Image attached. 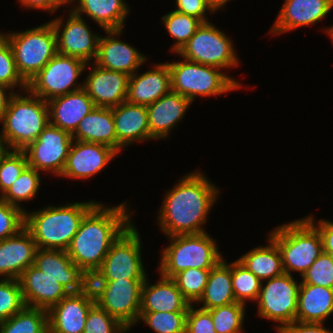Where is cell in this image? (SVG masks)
<instances>
[{
	"label": "cell",
	"instance_id": "obj_49",
	"mask_svg": "<svg viewBox=\"0 0 333 333\" xmlns=\"http://www.w3.org/2000/svg\"><path fill=\"white\" fill-rule=\"evenodd\" d=\"M319 231L322 244L323 252L330 254L333 257V222L327 220H320L318 224H315L314 218L311 216L306 217ZM317 225V226H316Z\"/></svg>",
	"mask_w": 333,
	"mask_h": 333
},
{
	"label": "cell",
	"instance_id": "obj_25",
	"mask_svg": "<svg viewBox=\"0 0 333 333\" xmlns=\"http://www.w3.org/2000/svg\"><path fill=\"white\" fill-rule=\"evenodd\" d=\"M171 91V73L168 63L154 64L143 74L135 72L129 78L126 101L148 106Z\"/></svg>",
	"mask_w": 333,
	"mask_h": 333
},
{
	"label": "cell",
	"instance_id": "obj_15",
	"mask_svg": "<svg viewBox=\"0 0 333 333\" xmlns=\"http://www.w3.org/2000/svg\"><path fill=\"white\" fill-rule=\"evenodd\" d=\"M64 25L62 17L51 22L57 39V54L75 57L88 64L96 59L100 35L89 30L83 15L79 16L72 10ZM64 25V29L62 30ZM61 32V33H60Z\"/></svg>",
	"mask_w": 333,
	"mask_h": 333
},
{
	"label": "cell",
	"instance_id": "obj_51",
	"mask_svg": "<svg viewBox=\"0 0 333 333\" xmlns=\"http://www.w3.org/2000/svg\"><path fill=\"white\" fill-rule=\"evenodd\" d=\"M19 2L27 9H42L49 13H53L67 3L70 4V0H19Z\"/></svg>",
	"mask_w": 333,
	"mask_h": 333
},
{
	"label": "cell",
	"instance_id": "obj_36",
	"mask_svg": "<svg viewBox=\"0 0 333 333\" xmlns=\"http://www.w3.org/2000/svg\"><path fill=\"white\" fill-rule=\"evenodd\" d=\"M162 22L171 37L177 40L171 48V51L175 53L189 41L195 34L197 28L202 24L199 19L179 13L175 10L164 15Z\"/></svg>",
	"mask_w": 333,
	"mask_h": 333
},
{
	"label": "cell",
	"instance_id": "obj_41",
	"mask_svg": "<svg viewBox=\"0 0 333 333\" xmlns=\"http://www.w3.org/2000/svg\"><path fill=\"white\" fill-rule=\"evenodd\" d=\"M28 166L24 151L3 149L0 152V192L3 195Z\"/></svg>",
	"mask_w": 333,
	"mask_h": 333
},
{
	"label": "cell",
	"instance_id": "obj_53",
	"mask_svg": "<svg viewBox=\"0 0 333 333\" xmlns=\"http://www.w3.org/2000/svg\"><path fill=\"white\" fill-rule=\"evenodd\" d=\"M210 8L215 12L218 9H221V7L225 6L226 3L230 0H204Z\"/></svg>",
	"mask_w": 333,
	"mask_h": 333
},
{
	"label": "cell",
	"instance_id": "obj_22",
	"mask_svg": "<svg viewBox=\"0 0 333 333\" xmlns=\"http://www.w3.org/2000/svg\"><path fill=\"white\" fill-rule=\"evenodd\" d=\"M18 280L27 307L48 310L68 294L62 285L45 275L34 264L24 270Z\"/></svg>",
	"mask_w": 333,
	"mask_h": 333
},
{
	"label": "cell",
	"instance_id": "obj_39",
	"mask_svg": "<svg viewBox=\"0 0 333 333\" xmlns=\"http://www.w3.org/2000/svg\"><path fill=\"white\" fill-rule=\"evenodd\" d=\"M209 272L210 270L190 268L177 273L171 279L190 304H198L207 285Z\"/></svg>",
	"mask_w": 333,
	"mask_h": 333
},
{
	"label": "cell",
	"instance_id": "obj_42",
	"mask_svg": "<svg viewBox=\"0 0 333 333\" xmlns=\"http://www.w3.org/2000/svg\"><path fill=\"white\" fill-rule=\"evenodd\" d=\"M18 279L0 280V322H3L25 307Z\"/></svg>",
	"mask_w": 333,
	"mask_h": 333
},
{
	"label": "cell",
	"instance_id": "obj_19",
	"mask_svg": "<svg viewBox=\"0 0 333 333\" xmlns=\"http://www.w3.org/2000/svg\"><path fill=\"white\" fill-rule=\"evenodd\" d=\"M83 82V89L92 99L95 107L112 108L126 101L130 76L107 70L95 63Z\"/></svg>",
	"mask_w": 333,
	"mask_h": 333
},
{
	"label": "cell",
	"instance_id": "obj_29",
	"mask_svg": "<svg viewBox=\"0 0 333 333\" xmlns=\"http://www.w3.org/2000/svg\"><path fill=\"white\" fill-rule=\"evenodd\" d=\"M73 140L99 143L117 152V136L112 108L94 107L71 134Z\"/></svg>",
	"mask_w": 333,
	"mask_h": 333
},
{
	"label": "cell",
	"instance_id": "obj_55",
	"mask_svg": "<svg viewBox=\"0 0 333 333\" xmlns=\"http://www.w3.org/2000/svg\"><path fill=\"white\" fill-rule=\"evenodd\" d=\"M3 150V147H2V145H1V142H0V152Z\"/></svg>",
	"mask_w": 333,
	"mask_h": 333
},
{
	"label": "cell",
	"instance_id": "obj_17",
	"mask_svg": "<svg viewBox=\"0 0 333 333\" xmlns=\"http://www.w3.org/2000/svg\"><path fill=\"white\" fill-rule=\"evenodd\" d=\"M34 265L68 293H78L90 286V277L73 263L66 251L37 248Z\"/></svg>",
	"mask_w": 333,
	"mask_h": 333
},
{
	"label": "cell",
	"instance_id": "obj_44",
	"mask_svg": "<svg viewBox=\"0 0 333 333\" xmlns=\"http://www.w3.org/2000/svg\"><path fill=\"white\" fill-rule=\"evenodd\" d=\"M128 329L96 303L90 308L83 333H125Z\"/></svg>",
	"mask_w": 333,
	"mask_h": 333
},
{
	"label": "cell",
	"instance_id": "obj_1",
	"mask_svg": "<svg viewBox=\"0 0 333 333\" xmlns=\"http://www.w3.org/2000/svg\"><path fill=\"white\" fill-rule=\"evenodd\" d=\"M219 192L200 171L182 177L164 197L157 217L160 229L167 237L206 232L202 227Z\"/></svg>",
	"mask_w": 333,
	"mask_h": 333
},
{
	"label": "cell",
	"instance_id": "obj_6",
	"mask_svg": "<svg viewBox=\"0 0 333 333\" xmlns=\"http://www.w3.org/2000/svg\"><path fill=\"white\" fill-rule=\"evenodd\" d=\"M170 244L162 249L158 270L163 277L172 278L186 269L211 270L222 259L216 241L208 232L169 236Z\"/></svg>",
	"mask_w": 333,
	"mask_h": 333
},
{
	"label": "cell",
	"instance_id": "obj_7",
	"mask_svg": "<svg viewBox=\"0 0 333 333\" xmlns=\"http://www.w3.org/2000/svg\"><path fill=\"white\" fill-rule=\"evenodd\" d=\"M171 91L191 102L197 97L216 96L241 88V83L221 72V69L184 59L168 63Z\"/></svg>",
	"mask_w": 333,
	"mask_h": 333
},
{
	"label": "cell",
	"instance_id": "obj_37",
	"mask_svg": "<svg viewBox=\"0 0 333 333\" xmlns=\"http://www.w3.org/2000/svg\"><path fill=\"white\" fill-rule=\"evenodd\" d=\"M232 288L236 302L246 305L247 300L256 301L262 281L238 260L231 263Z\"/></svg>",
	"mask_w": 333,
	"mask_h": 333
},
{
	"label": "cell",
	"instance_id": "obj_34",
	"mask_svg": "<svg viewBox=\"0 0 333 333\" xmlns=\"http://www.w3.org/2000/svg\"><path fill=\"white\" fill-rule=\"evenodd\" d=\"M0 333H48L47 310L25 306L11 318L0 322Z\"/></svg>",
	"mask_w": 333,
	"mask_h": 333
},
{
	"label": "cell",
	"instance_id": "obj_54",
	"mask_svg": "<svg viewBox=\"0 0 333 333\" xmlns=\"http://www.w3.org/2000/svg\"><path fill=\"white\" fill-rule=\"evenodd\" d=\"M327 30V31H326ZM324 31H326L327 34H329L330 38L333 39V26L332 27H329V28H326L324 29Z\"/></svg>",
	"mask_w": 333,
	"mask_h": 333
},
{
	"label": "cell",
	"instance_id": "obj_10",
	"mask_svg": "<svg viewBox=\"0 0 333 333\" xmlns=\"http://www.w3.org/2000/svg\"><path fill=\"white\" fill-rule=\"evenodd\" d=\"M227 36L211 22L202 23L176 54L219 69L235 68L240 63L232 40Z\"/></svg>",
	"mask_w": 333,
	"mask_h": 333
},
{
	"label": "cell",
	"instance_id": "obj_48",
	"mask_svg": "<svg viewBox=\"0 0 333 333\" xmlns=\"http://www.w3.org/2000/svg\"><path fill=\"white\" fill-rule=\"evenodd\" d=\"M175 11L193 16L199 19L202 23L209 22L205 13H214L210 6L204 0H175Z\"/></svg>",
	"mask_w": 333,
	"mask_h": 333
},
{
	"label": "cell",
	"instance_id": "obj_9",
	"mask_svg": "<svg viewBox=\"0 0 333 333\" xmlns=\"http://www.w3.org/2000/svg\"><path fill=\"white\" fill-rule=\"evenodd\" d=\"M140 234L131 223L112 243L90 281L145 280Z\"/></svg>",
	"mask_w": 333,
	"mask_h": 333
},
{
	"label": "cell",
	"instance_id": "obj_52",
	"mask_svg": "<svg viewBox=\"0 0 333 333\" xmlns=\"http://www.w3.org/2000/svg\"><path fill=\"white\" fill-rule=\"evenodd\" d=\"M7 90L10 91V92H8V95H6ZM13 93L14 92H12V89H10L6 85H3L0 83V120L2 119L3 114L5 113V111L7 109L9 99Z\"/></svg>",
	"mask_w": 333,
	"mask_h": 333
},
{
	"label": "cell",
	"instance_id": "obj_27",
	"mask_svg": "<svg viewBox=\"0 0 333 333\" xmlns=\"http://www.w3.org/2000/svg\"><path fill=\"white\" fill-rule=\"evenodd\" d=\"M50 124L72 134L95 107L85 90L79 89L47 101Z\"/></svg>",
	"mask_w": 333,
	"mask_h": 333
},
{
	"label": "cell",
	"instance_id": "obj_3",
	"mask_svg": "<svg viewBox=\"0 0 333 333\" xmlns=\"http://www.w3.org/2000/svg\"><path fill=\"white\" fill-rule=\"evenodd\" d=\"M97 201L46 206L42 210L25 211V228L32 234L39 249L66 251L85 214Z\"/></svg>",
	"mask_w": 333,
	"mask_h": 333
},
{
	"label": "cell",
	"instance_id": "obj_4",
	"mask_svg": "<svg viewBox=\"0 0 333 333\" xmlns=\"http://www.w3.org/2000/svg\"><path fill=\"white\" fill-rule=\"evenodd\" d=\"M16 94L9 99L3 114L0 142L3 149L23 151L50 123L48 104L42 98L31 94Z\"/></svg>",
	"mask_w": 333,
	"mask_h": 333
},
{
	"label": "cell",
	"instance_id": "obj_35",
	"mask_svg": "<svg viewBox=\"0 0 333 333\" xmlns=\"http://www.w3.org/2000/svg\"><path fill=\"white\" fill-rule=\"evenodd\" d=\"M39 174L35 168L27 166L0 199L21 208V201H29L37 194L41 182Z\"/></svg>",
	"mask_w": 333,
	"mask_h": 333
},
{
	"label": "cell",
	"instance_id": "obj_32",
	"mask_svg": "<svg viewBox=\"0 0 333 333\" xmlns=\"http://www.w3.org/2000/svg\"><path fill=\"white\" fill-rule=\"evenodd\" d=\"M269 244L255 247L245 253L238 261L263 283L284 274L282 255L277 243L269 236Z\"/></svg>",
	"mask_w": 333,
	"mask_h": 333
},
{
	"label": "cell",
	"instance_id": "obj_16",
	"mask_svg": "<svg viewBox=\"0 0 333 333\" xmlns=\"http://www.w3.org/2000/svg\"><path fill=\"white\" fill-rule=\"evenodd\" d=\"M95 304L91 287L68 293L47 310L48 333H83L90 308Z\"/></svg>",
	"mask_w": 333,
	"mask_h": 333
},
{
	"label": "cell",
	"instance_id": "obj_45",
	"mask_svg": "<svg viewBox=\"0 0 333 333\" xmlns=\"http://www.w3.org/2000/svg\"><path fill=\"white\" fill-rule=\"evenodd\" d=\"M300 282L333 289V257L323 252L304 273Z\"/></svg>",
	"mask_w": 333,
	"mask_h": 333
},
{
	"label": "cell",
	"instance_id": "obj_13",
	"mask_svg": "<svg viewBox=\"0 0 333 333\" xmlns=\"http://www.w3.org/2000/svg\"><path fill=\"white\" fill-rule=\"evenodd\" d=\"M290 274L266 280V285L261 283L258 301V316L279 322L275 331L296 321L298 294L301 282L297 283Z\"/></svg>",
	"mask_w": 333,
	"mask_h": 333
},
{
	"label": "cell",
	"instance_id": "obj_5",
	"mask_svg": "<svg viewBox=\"0 0 333 333\" xmlns=\"http://www.w3.org/2000/svg\"><path fill=\"white\" fill-rule=\"evenodd\" d=\"M270 237L280 249L286 274L296 271L303 276L323 253L321 235L306 217L276 227Z\"/></svg>",
	"mask_w": 333,
	"mask_h": 333
},
{
	"label": "cell",
	"instance_id": "obj_2",
	"mask_svg": "<svg viewBox=\"0 0 333 333\" xmlns=\"http://www.w3.org/2000/svg\"><path fill=\"white\" fill-rule=\"evenodd\" d=\"M114 207L96 203L83 217L66 252L89 277L101 266L112 243L131 224L127 204Z\"/></svg>",
	"mask_w": 333,
	"mask_h": 333
},
{
	"label": "cell",
	"instance_id": "obj_24",
	"mask_svg": "<svg viewBox=\"0 0 333 333\" xmlns=\"http://www.w3.org/2000/svg\"><path fill=\"white\" fill-rule=\"evenodd\" d=\"M191 104L192 102L185 96L170 91L153 104L146 106L150 140L168 137Z\"/></svg>",
	"mask_w": 333,
	"mask_h": 333
},
{
	"label": "cell",
	"instance_id": "obj_30",
	"mask_svg": "<svg viewBox=\"0 0 333 333\" xmlns=\"http://www.w3.org/2000/svg\"><path fill=\"white\" fill-rule=\"evenodd\" d=\"M78 6L71 8L77 15L86 14L104 31L123 30L129 6L124 0H70Z\"/></svg>",
	"mask_w": 333,
	"mask_h": 333
},
{
	"label": "cell",
	"instance_id": "obj_18",
	"mask_svg": "<svg viewBox=\"0 0 333 333\" xmlns=\"http://www.w3.org/2000/svg\"><path fill=\"white\" fill-rule=\"evenodd\" d=\"M116 154L103 144L73 140L61 176L85 180L103 170Z\"/></svg>",
	"mask_w": 333,
	"mask_h": 333
},
{
	"label": "cell",
	"instance_id": "obj_26",
	"mask_svg": "<svg viewBox=\"0 0 333 333\" xmlns=\"http://www.w3.org/2000/svg\"><path fill=\"white\" fill-rule=\"evenodd\" d=\"M117 136V153L131 143L150 140L147 108L125 101L112 107Z\"/></svg>",
	"mask_w": 333,
	"mask_h": 333
},
{
	"label": "cell",
	"instance_id": "obj_43",
	"mask_svg": "<svg viewBox=\"0 0 333 333\" xmlns=\"http://www.w3.org/2000/svg\"><path fill=\"white\" fill-rule=\"evenodd\" d=\"M0 83L13 92L14 87L18 86L24 91L27 90V82L19 74L10 44L2 33H0Z\"/></svg>",
	"mask_w": 333,
	"mask_h": 333
},
{
	"label": "cell",
	"instance_id": "obj_8",
	"mask_svg": "<svg viewBox=\"0 0 333 333\" xmlns=\"http://www.w3.org/2000/svg\"><path fill=\"white\" fill-rule=\"evenodd\" d=\"M2 34L10 44L19 74L27 83L57 54L56 33L50 21L24 32Z\"/></svg>",
	"mask_w": 333,
	"mask_h": 333
},
{
	"label": "cell",
	"instance_id": "obj_38",
	"mask_svg": "<svg viewBox=\"0 0 333 333\" xmlns=\"http://www.w3.org/2000/svg\"><path fill=\"white\" fill-rule=\"evenodd\" d=\"M246 305L234 302L209 309L216 333H241Z\"/></svg>",
	"mask_w": 333,
	"mask_h": 333
},
{
	"label": "cell",
	"instance_id": "obj_50",
	"mask_svg": "<svg viewBox=\"0 0 333 333\" xmlns=\"http://www.w3.org/2000/svg\"><path fill=\"white\" fill-rule=\"evenodd\" d=\"M324 323L298 322L283 327L278 333H333L326 329Z\"/></svg>",
	"mask_w": 333,
	"mask_h": 333
},
{
	"label": "cell",
	"instance_id": "obj_11",
	"mask_svg": "<svg viewBox=\"0 0 333 333\" xmlns=\"http://www.w3.org/2000/svg\"><path fill=\"white\" fill-rule=\"evenodd\" d=\"M144 281H90V287L95 303L129 330L138 323Z\"/></svg>",
	"mask_w": 333,
	"mask_h": 333
},
{
	"label": "cell",
	"instance_id": "obj_33",
	"mask_svg": "<svg viewBox=\"0 0 333 333\" xmlns=\"http://www.w3.org/2000/svg\"><path fill=\"white\" fill-rule=\"evenodd\" d=\"M202 309H212L236 302L232 288L231 264L222 259L209 272L208 282L202 297Z\"/></svg>",
	"mask_w": 333,
	"mask_h": 333
},
{
	"label": "cell",
	"instance_id": "obj_28",
	"mask_svg": "<svg viewBox=\"0 0 333 333\" xmlns=\"http://www.w3.org/2000/svg\"><path fill=\"white\" fill-rule=\"evenodd\" d=\"M190 303L171 278L160 275V281L149 284L147 277L141 289L140 312H188Z\"/></svg>",
	"mask_w": 333,
	"mask_h": 333
},
{
	"label": "cell",
	"instance_id": "obj_23",
	"mask_svg": "<svg viewBox=\"0 0 333 333\" xmlns=\"http://www.w3.org/2000/svg\"><path fill=\"white\" fill-rule=\"evenodd\" d=\"M36 250L32 234L26 228L0 241V276L19 279L23 271L34 264Z\"/></svg>",
	"mask_w": 333,
	"mask_h": 333
},
{
	"label": "cell",
	"instance_id": "obj_47",
	"mask_svg": "<svg viewBox=\"0 0 333 333\" xmlns=\"http://www.w3.org/2000/svg\"><path fill=\"white\" fill-rule=\"evenodd\" d=\"M190 304L186 317V333H216L209 310Z\"/></svg>",
	"mask_w": 333,
	"mask_h": 333
},
{
	"label": "cell",
	"instance_id": "obj_40",
	"mask_svg": "<svg viewBox=\"0 0 333 333\" xmlns=\"http://www.w3.org/2000/svg\"><path fill=\"white\" fill-rule=\"evenodd\" d=\"M187 312H139L143 320L156 333H186Z\"/></svg>",
	"mask_w": 333,
	"mask_h": 333
},
{
	"label": "cell",
	"instance_id": "obj_14",
	"mask_svg": "<svg viewBox=\"0 0 333 333\" xmlns=\"http://www.w3.org/2000/svg\"><path fill=\"white\" fill-rule=\"evenodd\" d=\"M72 142V135L68 131L49 123L38 139L23 150L28 166L39 172L46 171L61 176Z\"/></svg>",
	"mask_w": 333,
	"mask_h": 333
},
{
	"label": "cell",
	"instance_id": "obj_31",
	"mask_svg": "<svg viewBox=\"0 0 333 333\" xmlns=\"http://www.w3.org/2000/svg\"><path fill=\"white\" fill-rule=\"evenodd\" d=\"M333 314V289L301 284L298 294L296 321L323 323Z\"/></svg>",
	"mask_w": 333,
	"mask_h": 333
},
{
	"label": "cell",
	"instance_id": "obj_46",
	"mask_svg": "<svg viewBox=\"0 0 333 333\" xmlns=\"http://www.w3.org/2000/svg\"><path fill=\"white\" fill-rule=\"evenodd\" d=\"M25 228V209L0 199V241L15 236Z\"/></svg>",
	"mask_w": 333,
	"mask_h": 333
},
{
	"label": "cell",
	"instance_id": "obj_12",
	"mask_svg": "<svg viewBox=\"0 0 333 333\" xmlns=\"http://www.w3.org/2000/svg\"><path fill=\"white\" fill-rule=\"evenodd\" d=\"M87 66L90 67L81 59L56 54L40 72L30 79L27 83V91L47 102L82 89L83 83L79 85L76 80Z\"/></svg>",
	"mask_w": 333,
	"mask_h": 333
},
{
	"label": "cell",
	"instance_id": "obj_21",
	"mask_svg": "<svg viewBox=\"0 0 333 333\" xmlns=\"http://www.w3.org/2000/svg\"><path fill=\"white\" fill-rule=\"evenodd\" d=\"M333 8V0H285L269 33H285L319 22Z\"/></svg>",
	"mask_w": 333,
	"mask_h": 333
},
{
	"label": "cell",
	"instance_id": "obj_20",
	"mask_svg": "<svg viewBox=\"0 0 333 333\" xmlns=\"http://www.w3.org/2000/svg\"><path fill=\"white\" fill-rule=\"evenodd\" d=\"M105 32L108 36H100L94 63L107 70L133 75L142 64L144 65L146 56L117 38L122 34V30Z\"/></svg>",
	"mask_w": 333,
	"mask_h": 333
}]
</instances>
